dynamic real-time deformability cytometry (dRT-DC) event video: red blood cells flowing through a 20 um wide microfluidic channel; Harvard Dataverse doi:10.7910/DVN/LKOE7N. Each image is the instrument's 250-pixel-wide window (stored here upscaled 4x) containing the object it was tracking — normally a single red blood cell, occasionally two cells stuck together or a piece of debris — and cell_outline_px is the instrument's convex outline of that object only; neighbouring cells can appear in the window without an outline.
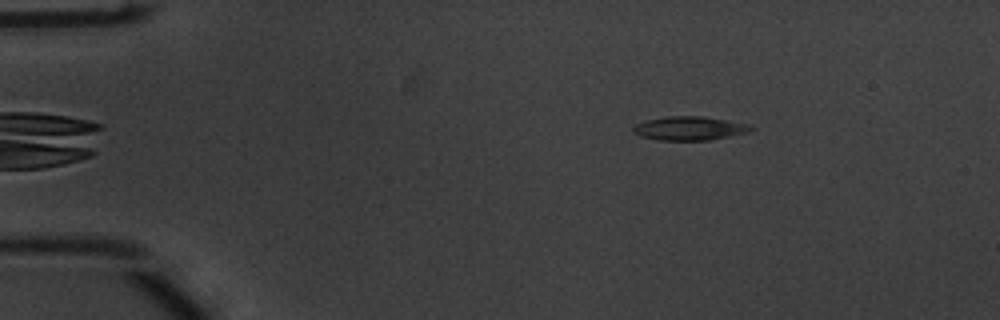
{"species": "common noctule bat (a hibernating species)", "species_latin": "Nyctalus noctula", "temperature_condition": "warm", "stored_images_in_passage": 47, "camera_frame_rate_fps": 3000, "um_per_image_px": 0.085, "animal": {"sex": "male", "body_mass_g": 20.1, "forearm_length_mm": 53.5}, "frame": {"image": 1, "passage_image": 2, "time_ms": 0.333, "image_size_px": [1000, 320], "cell_outline_px": [[756, 128], [748, 132], [712, 140], [660, 140], [640, 136], [632, 132], [632, 128], [636, 124], [648, 120], [664, 116], [704, 116], [744, 124]], "centroid_in_image_um": [58.57, 10.91], "position_along_channel_um": 26.4, "area_um2": 16.18}}
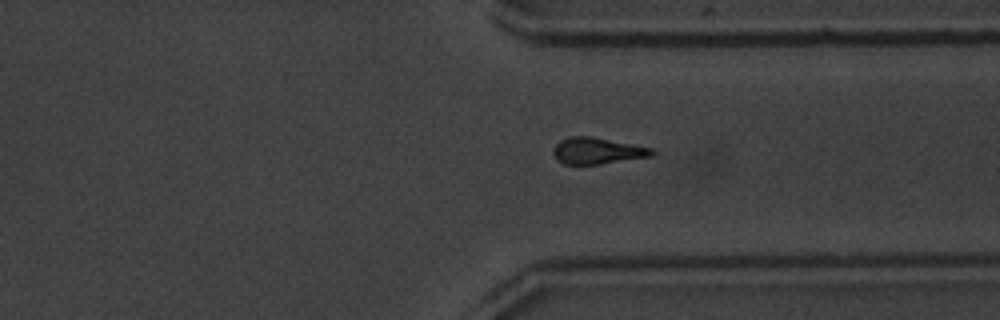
{"frame": {"image": 2, "passage_image": 34, "time_ms": 11.0, "image_size_px": [1000, 320], "cell_outline_px": [[656, 152], [652, 156], [600, 164], [564, 164], [556, 160], [552, 152], [552, 148], [560, 140], [572, 136], [592, 136], [652, 148]], "centroid_in_image_um": [50.74, 12.82], "position_along_channel_um": 360.7, "area_um2": 15.26}}
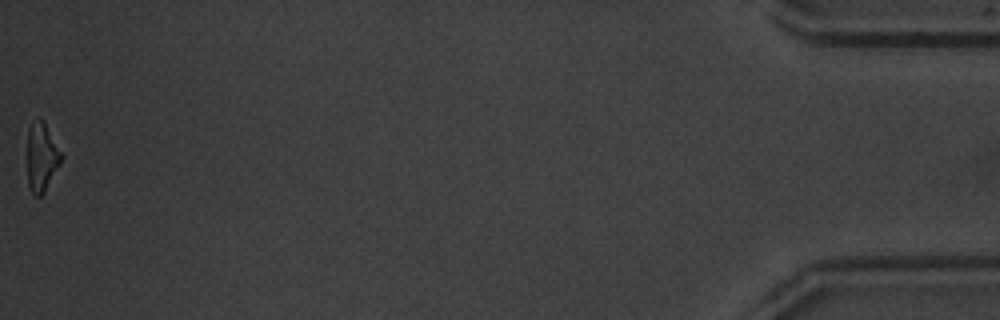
{"frame": {"image": 3, "passage_image": 47, "time_ms": 15.333, "image_size_px": [1000, 320], "cell_outline_px": [[64, 156], [60, 164], [44, 192], [40, 196], [36, 196], [32, 192], [28, 184], [28, 128], [36, 116], [40, 116], [44, 120]], "centroid_in_image_um": [3.56, 13.28], "position_along_channel_um": 431.6, "area_um2": 13.76}, "authors_computed_cell_mechanics": {"area_um2": 15.3748, "velocity_mm_per_s": 3.7919, "shape_relaxation_time_tau1_ms": 3.6913, "shape_relaxation_time_tau2_ms": 9.4001, "deformation_change_tau1": 0.1479, "deformation_change_tau2": 0.2524}}